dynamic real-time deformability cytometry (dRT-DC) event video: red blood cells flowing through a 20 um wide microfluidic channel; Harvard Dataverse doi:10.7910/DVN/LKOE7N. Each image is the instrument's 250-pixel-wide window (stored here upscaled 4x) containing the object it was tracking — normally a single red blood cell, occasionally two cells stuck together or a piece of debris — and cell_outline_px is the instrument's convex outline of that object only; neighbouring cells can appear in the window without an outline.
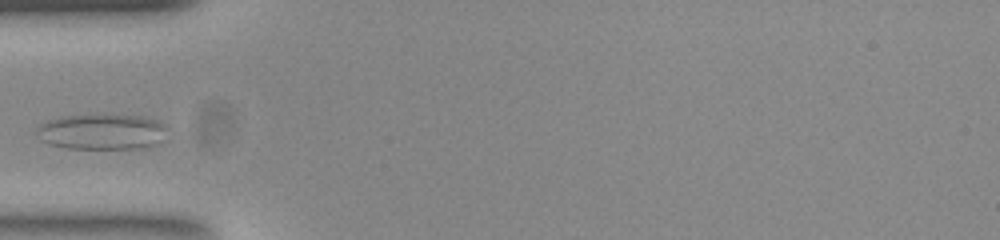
{"species": "common noctule bat (a hibernating species)", "species_latin": "Nyctalus noctula", "temperature_condition": "room temperature", "stored_images_in_passage": 39, "camera_frame_rate_fps": 3000, "um_per_image_px": 0.085, "animal": {"sex": "female", "body_mass_g": 23.0, "forearm_length_mm": 53.4}, "frame": {"image": 1, "passage_image": 1, "time_ms": 0.0, "image_size_px": [1000, 240], "cell_outline_px": [[156, 128], [152, 144], [136, 148], [68, 148], [52, 144], [48, 140], [40, 128], [48, 120], [60, 116], [104, 112], [112, 112], [144, 116], [156, 120]], "centroid_in_image_um": [8.54, 11.11], "position_along_channel_um": 76.5, "area_um2": 25.55}}
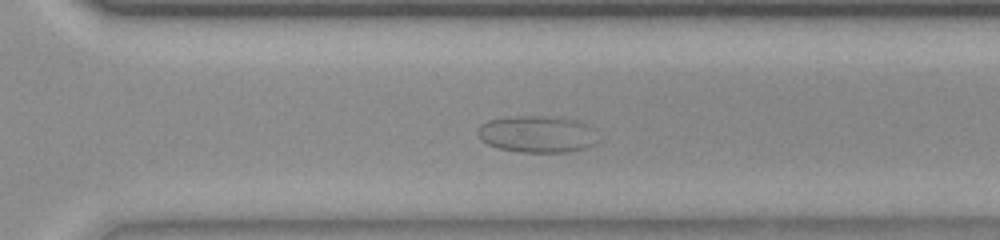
{"frame": {"image": 2, "passage_image": 22, "time_ms": 7.0, "image_size_px": [1000, 240], "cell_outline_px": [[580, 148], [564, 152], [524, 152], [500, 148], [488, 144], [476, 132], [480, 124], [488, 120], [508, 116], [544, 116], [576, 120], [580, 124]], "centroid_in_image_um": [45.2, 11.37], "position_along_channel_um": 325.4, "area_um2": 23.12}}
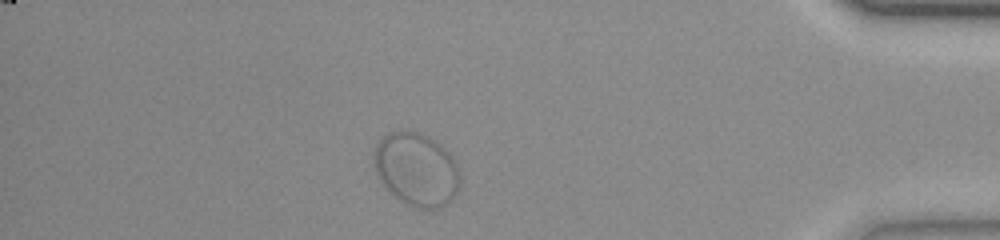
{"frame": {"image": 3, "passage_image": 32, "time_ms": 10.333, "image_size_px": [1000, 240], "cell_outline_px": [[452, 164], [448, 200], [444, 204], [432, 208], [424, 208], [412, 204], [404, 200], [388, 188], [380, 176], [376, 168], [376, 148], [380, 140], [388, 132], [412, 132], [428, 140], [440, 148], [448, 156]], "centroid_in_image_um": [35.21, 14.36], "position_along_channel_um": 400.0, "area_um2": 31.91}}